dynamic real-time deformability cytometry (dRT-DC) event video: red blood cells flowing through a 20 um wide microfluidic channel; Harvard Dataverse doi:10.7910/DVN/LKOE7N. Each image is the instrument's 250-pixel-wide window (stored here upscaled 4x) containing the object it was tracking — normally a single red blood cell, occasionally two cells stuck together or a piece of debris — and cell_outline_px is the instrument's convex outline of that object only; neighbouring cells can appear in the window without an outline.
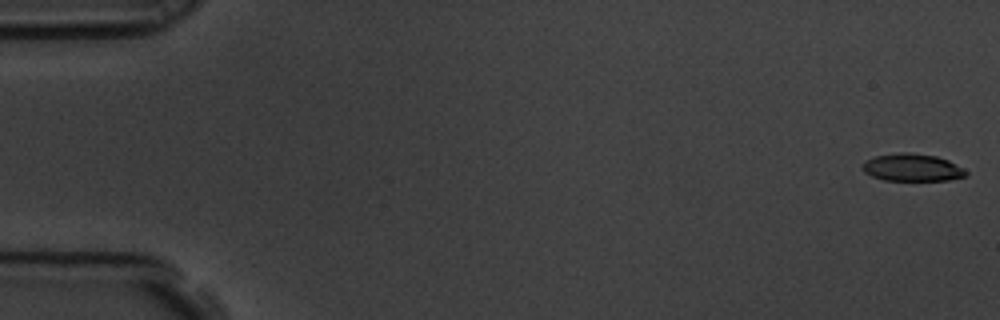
{"species": "common noctule bat (a hibernating species)", "species_latin": "Nyctalus noctula", "temperature_condition": "room temperature", "stored_images_in_passage": 5, "camera_frame_rate_fps": 3000, "um_per_image_px": 0.085, "animal": {"sex": "male", "body_mass_g": 19.5, "forearm_length_mm": 54.6}, "frame": {"image": 1, "passage_image": 1, "time_ms": 0.0, "image_size_px": [1000, 320], "cell_outline_px": [[968, 176], [948, 180], [884, 180], [872, 176], [864, 172], [860, 168], [864, 160], [876, 156], [900, 152], [908, 152], [936, 156], [948, 160], [964, 168], [968, 172]], "centroid_in_image_um": [77.53, 14.24], "position_along_channel_um": 7.5, "area_um2": 16.7}}
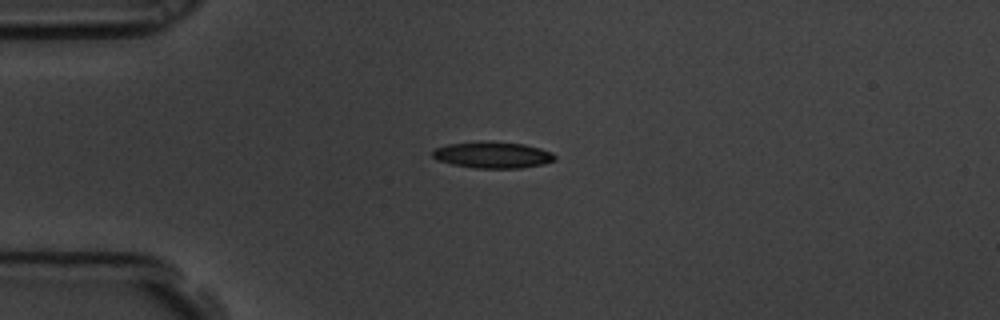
{"frame": {"image": 2, "passage_image": 5, "time_ms": 1.333, "image_size_px": [1000, 320], "cell_outline_px": [[556, 160], [544, 164], [520, 168], [476, 168], [452, 164], [440, 160], [432, 156], [432, 152], [436, 148], [448, 144], [524, 144], [540, 148], [552, 152], [556, 156]], "centroid_in_image_um": [41.95, 13.22], "position_along_channel_um": 43.0, "area_um2": 17.8}}